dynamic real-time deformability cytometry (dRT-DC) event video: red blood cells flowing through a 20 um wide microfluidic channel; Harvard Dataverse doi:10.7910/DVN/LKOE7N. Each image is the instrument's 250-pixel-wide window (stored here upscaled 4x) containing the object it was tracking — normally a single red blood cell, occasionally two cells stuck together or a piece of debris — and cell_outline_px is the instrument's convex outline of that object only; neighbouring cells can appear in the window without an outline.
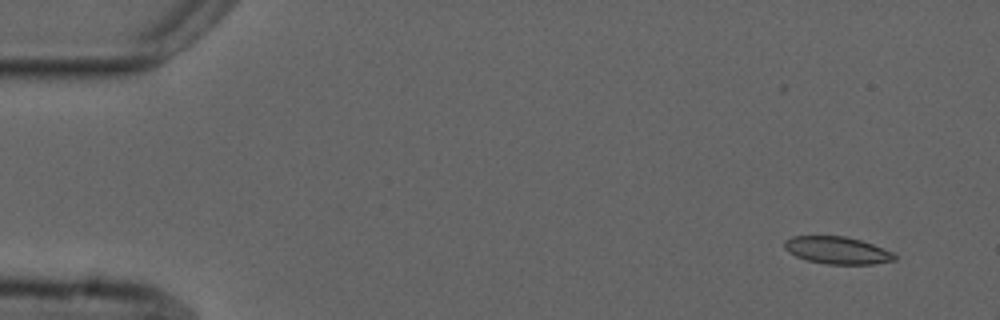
{"species": "common noctule bat (a hibernating species)", "species_latin": "Nyctalus noctula", "temperature_condition": "cold", "stored_images_in_passage": 5, "camera_frame_rate_fps": 3000, "um_per_image_px": 0.085, "animal": {"sex": "male", "forearm_length_mm": 52.5}, "frame": {"image": 1, "passage_image": 1, "time_ms": 0.0, "image_size_px": [1000, 320], "cell_outline_px": [[896, 260], [872, 264], [828, 264], [808, 260], [796, 256], [788, 252], [784, 248], [784, 240], [792, 236], [844, 236], [860, 240], [872, 244], [892, 252], [896, 256]], "centroid_in_image_um": [71.14, 21.27], "position_along_channel_um": 13.9, "area_um2": 17.4}}
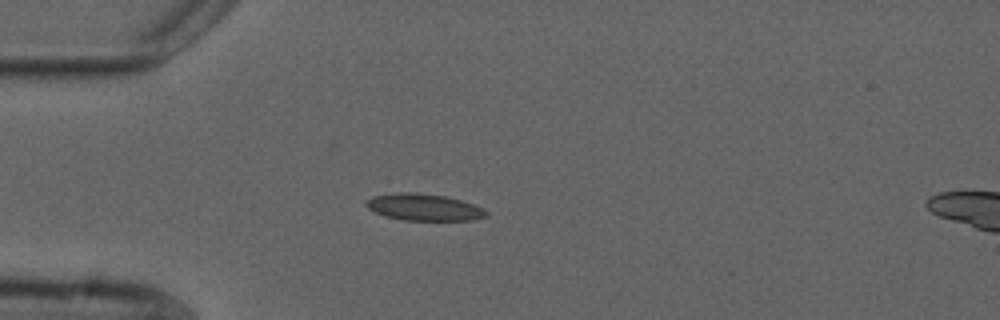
{"frame": {"image": 2, "passage_image": 4, "time_ms": 3.667, "image_size_px": [1000, 320], "cell_outline_px": [[488, 216], [472, 220], [404, 220], [388, 216], [376, 212], [368, 208], [364, 204], [372, 196], [396, 192], [416, 192], [444, 196], [460, 200], [484, 208], [488, 212]], "centroid_in_image_um": [36.05, 17.61], "position_along_channel_um": 49.0, "area_um2": 18.61}}